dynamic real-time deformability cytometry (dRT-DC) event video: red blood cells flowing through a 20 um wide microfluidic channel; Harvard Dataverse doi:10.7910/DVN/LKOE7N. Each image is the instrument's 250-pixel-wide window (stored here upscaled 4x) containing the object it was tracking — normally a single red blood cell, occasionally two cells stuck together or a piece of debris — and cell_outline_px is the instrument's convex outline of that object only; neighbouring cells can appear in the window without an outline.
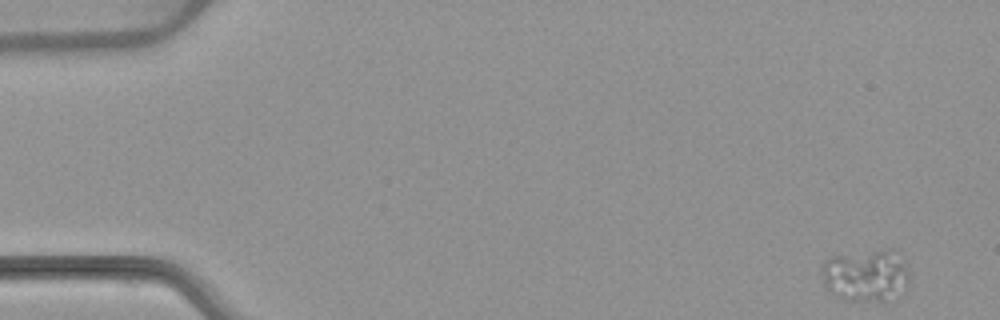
{"species": "common noctule bat (a hibernating species)", "species_latin": "Nyctalus noctula", "temperature_condition": "warm", "stored_images_in_passage": 54, "camera_frame_rate_fps": 3000, "um_per_image_px": 0.085, "animal": {"sex": "female", "body_mass_g": 22.7, "forearm_length_mm": 54.2}, "frame": {"image": 1, "passage_image": 1, "time_ms": 0.0, "image_size_px": [1000, 320], "cell_outline_px": [[908, 284], [904, 292], [884, 300], [844, 300], [836, 296], [824, 284], [820, 268], [820, 264], [824, 260], [832, 256], [888, 248], [900, 248], [908, 272]], "centroid_in_image_um": [73.63, 23.35], "position_along_channel_um": 11.4, "area_um2": 27.17}}
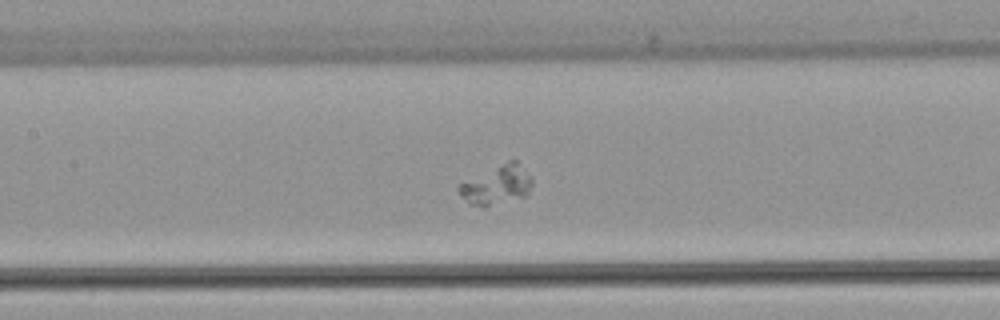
{"frame": {"image": 2, "passage_image": 24, "time_ms": 7.667, "image_size_px": [1000, 320], "cell_outline_px": [[532, 184], [528, 192], [524, 196], [484, 208], [468, 204], [456, 188], [460, 184], [508, 160], [516, 160], [532, 176]], "centroid_in_image_um": [42.24, 15.74], "position_along_channel_um": 165.2, "area_um2": 16.53}}
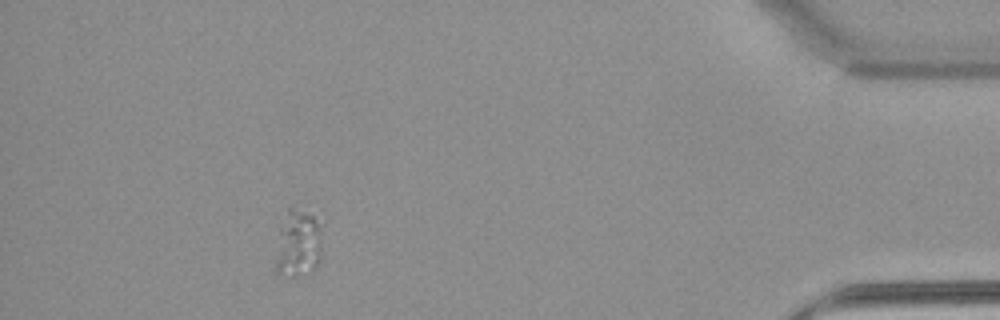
{"frame": {"image": 3, "passage_image": 48, "time_ms": 15.667, "image_size_px": [1000, 320], "cell_outline_px": [[324, 224], [320, 260], [316, 268], [292, 276], [276, 272], [272, 268], [280, 228], [288, 208], [292, 208], [304, 212], [312, 216]], "centroid_in_image_um": [25.36, 20.71], "position_along_channel_um": 409.8, "area_um2": 18.67}}